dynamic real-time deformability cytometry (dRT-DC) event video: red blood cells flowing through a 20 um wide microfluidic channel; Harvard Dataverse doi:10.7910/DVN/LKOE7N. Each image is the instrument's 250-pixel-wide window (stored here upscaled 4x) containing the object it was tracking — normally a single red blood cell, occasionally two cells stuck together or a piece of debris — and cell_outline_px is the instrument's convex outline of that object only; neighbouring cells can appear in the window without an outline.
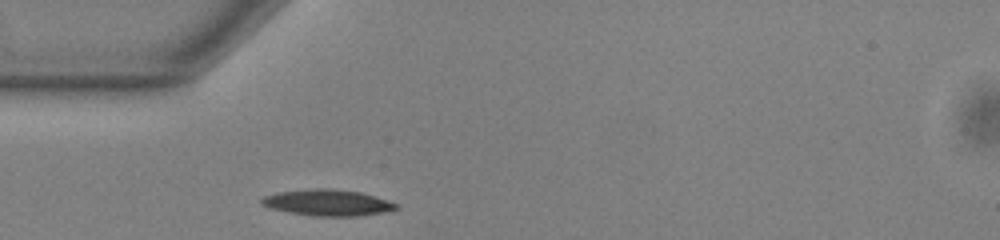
{"species": "common noctule bat (a hibernating species)", "species_latin": "Nyctalus noctula", "temperature_condition": "warm", "stored_images_in_passage": 39, "camera_frame_rate_fps": 3000, "um_per_image_px": 0.085, "animal": {"sex": "male", "body_mass_g": 13.0, "forearm_length_mm": 53.1}, "frame": {"image": 1, "passage_image": 1, "time_ms": 0.0, "image_size_px": [1000, 240], "cell_outline_px": [[400, 208], [380, 212], [356, 216], [316, 216], [288, 212], [272, 208], [260, 204], [260, 200], [264, 196], [276, 192], [308, 188], [332, 188], [360, 192], [376, 196], [396, 204]], "centroid_in_image_um": [27.79, 17.21], "position_along_channel_um": 57.2, "area_um2": 20.52}}
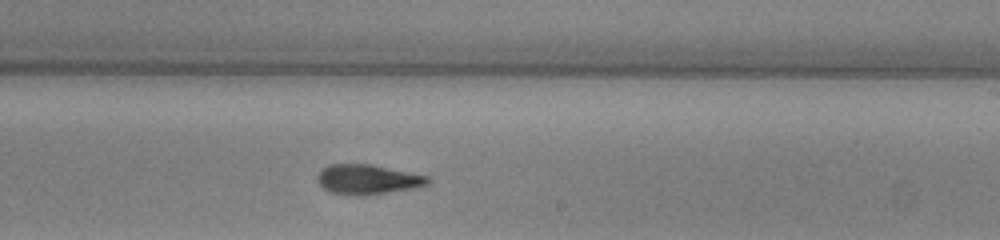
{"frame": {"image": 2, "passage_image": 17, "time_ms": 5.333, "image_size_px": [1000, 240], "cell_outline_px": [[432, 180], [428, 184], [412, 188], [364, 196], [356, 196], [332, 192], [324, 188], [316, 180], [316, 176], [328, 164], [372, 164], [432, 176]], "centroid_in_image_um": [31.3, 15.24], "position_along_channel_um": 257.7, "area_um2": 19.36}}
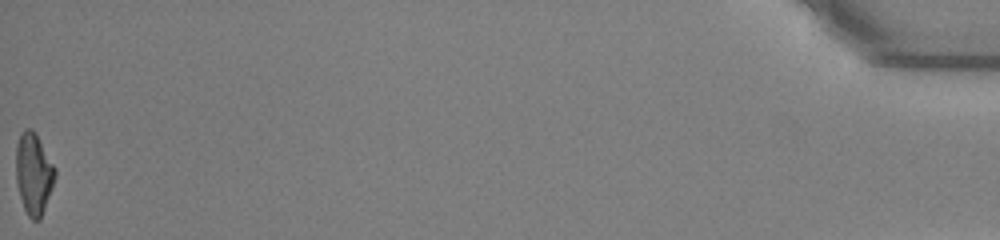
{"frame": {"image": 3, "passage_image": 39, "time_ms": 12.667, "image_size_px": [1000, 240], "cell_outline_px": [[56, 176], [52, 188], [40, 220], [32, 220], [28, 216], [24, 208], [20, 196], [16, 180], [16, 148], [20, 132], [24, 128], [32, 128], [36, 132], [56, 168]], "centroid_in_image_um": [2.87, 14.72], "position_along_channel_um": 432.3, "area_um2": 18.73}, "authors_computed_cell_mechanics": {"area_um2": 18.9006, "velocity_mm_per_s": 3.8383, "shape_relaxation_time_tau1_ms": 4.7162, "shape_relaxation_time_tau2_ms": 2.4769, "deformation_change_tau1": 0.1872, "deformation_change_tau2": 0.1137}}